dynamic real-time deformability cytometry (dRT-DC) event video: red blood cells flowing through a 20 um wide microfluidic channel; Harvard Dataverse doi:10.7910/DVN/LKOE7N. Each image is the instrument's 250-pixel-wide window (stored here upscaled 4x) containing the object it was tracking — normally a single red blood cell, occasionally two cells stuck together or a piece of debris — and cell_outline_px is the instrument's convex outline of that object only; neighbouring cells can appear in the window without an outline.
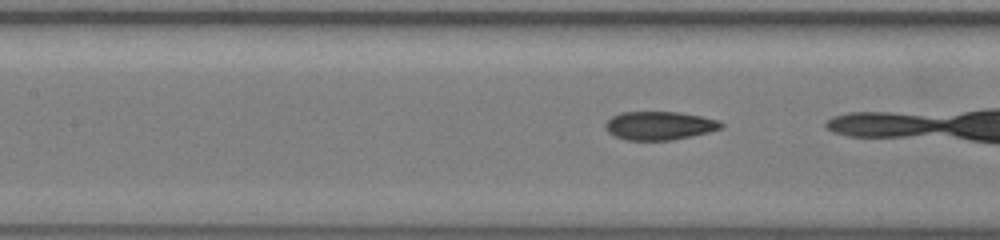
{"species": "common noctule bat (a hibernating species)", "species_latin": "Nyctalus noctula", "temperature_condition": "warm", "stored_images_in_passage": 28, "camera_frame_rate_fps": 3000, "um_per_image_px": 0.085, "animal": {"sex": "female", "body_mass_g": 19.5, "forearm_length_mm": 54.1}, "frame": {"image": 1, "passage_image": 26, "time_ms": 8.333, "image_size_px": [1000, 240], "cell_outline_px": [[724, 124], [720, 128], [708, 132], [692, 136], [672, 140], [624, 140], [608, 132], [604, 124], [612, 116], [620, 112], [680, 112], [700, 116], [716, 120]], "centroid_in_image_um": [56.01, 10.68], "position_along_channel_um": 151.4, "area_um2": 19.07}}